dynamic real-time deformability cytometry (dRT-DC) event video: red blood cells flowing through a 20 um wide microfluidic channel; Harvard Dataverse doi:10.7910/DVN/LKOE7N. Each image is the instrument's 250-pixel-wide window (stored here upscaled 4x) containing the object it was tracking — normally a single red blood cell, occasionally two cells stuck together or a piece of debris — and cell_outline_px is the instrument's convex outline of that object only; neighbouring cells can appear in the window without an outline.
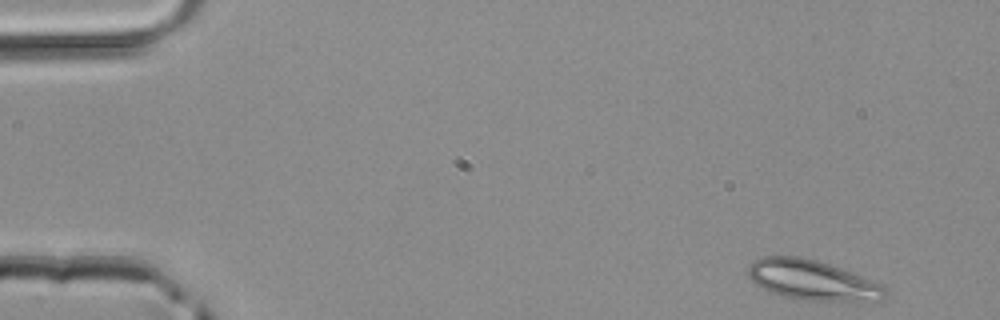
{"species": "common noctule bat (a hibernating species)", "species_latin": "Nyctalus noctula", "temperature_condition": "room temperature", "stored_images_in_passage": 5, "camera_frame_rate_fps": 3000, "um_per_image_px": 0.085, "animal": {"sex": "male", "body_mass_g": 20.4}, "frame": {"image": 1, "passage_image": 1, "time_ms": 0.0, "image_size_px": [1000, 320], "cell_outline_px": [[888, 292], [880, 300], [856, 304], [804, 300], [784, 296], [772, 292], [756, 284], [748, 276], [748, 268], [752, 260], [764, 256], [800, 256], [816, 260], [868, 276], [884, 284]], "centroid_in_image_um": [69.19, 23.84], "position_along_channel_um": 15.8, "area_um2": 33.18}}
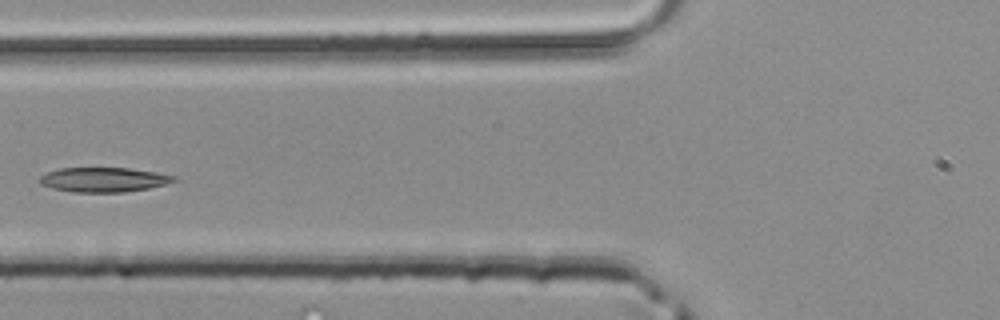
{"frame": {"image": 2, "passage_image": 5, "time_ms": 1.333, "image_size_px": [1000, 320], "cell_outline_px": [[176, 180], [164, 184], [148, 188], [124, 192], [76, 192], [52, 188], [40, 184], [40, 176], [48, 172], [60, 168], [128, 168], [156, 172], [176, 176]], "centroid_in_image_um": [8.8, 15.27], "position_along_channel_um": 117.0, "area_um2": 19.02}}